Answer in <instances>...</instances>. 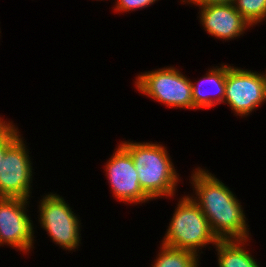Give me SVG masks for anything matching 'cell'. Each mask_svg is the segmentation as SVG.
Segmentation results:
<instances>
[{"label":"cell","instance_id":"obj_13","mask_svg":"<svg viewBox=\"0 0 266 267\" xmlns=\"http://www.w3.org/2000/svg\"><path fill=\"white\" fill-rule=\"evenodd\" d=\"M197 253L162 245V252L153 267H197Z\"/></svg>","mask_w":266,"mask_h":267},{"label":"cell","instance_id":"obj_4","mask_svg":"<svg viewBox=\"0 0 266 267\" xmlns=\"http://www.w3.org/2000/svg\"><path fill=\"white\" fill-rule=\"evenodd\" d=\"M137 88L169 107L194 108L192 82L174 68L138 76Z\"/></svg>","mask_w":266,"mask_h":267},{"label":"cell","instance_id":"obj_16","mask_svg":"<svg viewBox=\"0 0 266 267\" xmlns=\"http://www.w3.org/2000/svg\"><path fill=\"white\" fill-rule=\"evenodd\" d=\"M155 1L156 0H118L116 9L119 11L120 10L129 11L135 8L146 7Z\"/></svg>","mask_w":266,"mask_h":267},{"label":"cell","instance_id":"obj_8","mask_svg":"<svg viewBox=\"0 0 266 267\" xmlns=\"http://www.w3.org/2000/svg\"><path fill=\"white\" fill-rule=\"evenodd\" d=\"M28 199L0 197V244L27 251L32 246V224L24 212Z\"/></svg>","mask_w":266,"mask_h":267},{"label":"cell","instance_id":"obj_11","mask_svg":"<svg viewBox=\"0 0 266 267\" xmlns=\"http://www.w3.org/2000/svg\"><path fill=\"white\" fill-rule=\"evenodd\" d=\"M228 68L229 67L225 65L222 66V68L214 69L208 73L207 77L201 80V83H204L205 81V83L207 82L212 86V88H214V91L216 90V92L218 93V94L215 93L218 95L217 99L216 98L213 99L212 97H210V92L208 94L207 91L203 90L202 87H200L201 86L200 84L195 86L192 83V99H193L194 109L200 107L209 108L222 101L225 102L224 97H225V85H226V72Z\"/></svg>","mask_w":266,"mask_h":267},{"label":"cell","instance_id":"obj_6","mask_svg":"<svg viewBox=\"0 0 266 267\" xmlns=\"http://www.w3.org/2000/svg\"><path fill=\"white\" fill-rule=\"evenodd\" d=\"M41 223L54 242L66 249H74L79 243L78 219L58 195H47L40 207Z\"/></svg>","mask_w":266,"mask_h":267},{"label":"cell","instance_id":"obj_14","mask_svg":"<svg viewBox=\"0 0 266 267\" xmlns=\"http://www.w3.org/2000/svg\"><path fill=\"white\" fill-rule=\"evenodd\" d=\"M234 4L249 25L260 22L266 17V0H235Z\"/></svg>","mask_w":266,"mask_h":267},{"label":"cell","instance_id":"obj_17","mask_svg":"<svg viewBox=\"0 0 266 267\" xmlns=\"http://www.w3.org/2000/svg\"><path fill=\"white\" fill-rule=\"evenodd\" d=\"M200 6H206L209 4H234L235 0H189Z\"/></svg>","mask_w":266,"mask_h":267},{"label":"cell","instance_id":"obj_1","mask_svg":"<svg viewBox=\"0 0 266 267\" xmlns=\"http://www.w3.org/2000/svg\"><path fill=\"white\" fill-rule=\"evenodd\" d=\"M193 181L200 200L196 204L208 219L218 240H246L248 233L245 217L233 193L213 175L203 170L195 172Z\"/></svg>","mask_w":266,"mask_h":267},{"label":"cell","instance_id":"obj_9","mask_svg":"<svg viewBox=\"0 0 266 267\" xmlns=\"http://www.w3.org/2000/svg\"><path fill=\"white\" fill-rule=\"evenodd\" d=\"M106 168L114 194L121 201L145 202L151 199L142 190L133 159L122 145L109 160Z\"/></svg>","mask_w":266,"mask_h":267},{"label":"cell","instance_id":"obj_12","mask_svg":"<svg viewBox=\"0 0 266 267\" xmlns=\"http://www.w3.org/2000/svg\"><path fill=\"white\" fill-rule=\"evenodd\" d=\"M240 243V240L234 239L217 242L219 267H259L256 261L238 246Z\"/></svg>","mask_w":266,"mask_h":267},{"label":"cell","instance_id":"obj_2","mask_svg":"<svg viewBox=\"0 0 266 267\" xmlns=\"http://www.w3.org/2000/svg\"><path fill=\"white\" fill-rule=\"evenodd\" d=\"M121 145L130 153L139 184L151 199L174 193L178 177L164 147L131 142Z\"/></svg>","mask_w":266,"mask_h":267},{"label":"cell","instance_id":"obj_5","mask_svg":"<svg viewBox=\"0 0 266 267\" xmlns=\"http://www.w3.org/2000/svg\"><path fill=\"white\" fill-rule=\"evenodd\" d=\"M229 67L226 72L225 99L237 113L248 115L266 101V76Z\"/></svg>","mask_w":266,"mask_h":267},{"label":"cell","instance_id":"obj_3","mask_svg":"<svg viewBox=\"0 0 266 267\" xmlns=\"http://www.w3.org/2000/svg\"><path fill=\"white\" fill-rule=\"evenodd\" d=\"M218 241L195 199L187 196L179 203L163 244L196 253L199 246Z\"/></svg>","mask_w":266,"mask_h":267},{"label":"cell","instance_id":"obj_7","mask_svg":"<svg viewBox=\"0 0 266 267\" xmlns=\"http://www.w3.org/2000/svg\"><path fill=\"white\" fill-rule=\"evenodd\" d=\"M25 146L18 138L7 150L0 169V197L27 199L32 176Z\"/></svg>","mask_w":266,"mask_h":267},{"label":"cell","instance_id":"obj_10","mask_svg":"<svg viewBox=\"0 0 266 267\" xmlns=\"http://www.w3.org/2000/svg\"><path fill=\"white\" fill-rule=\"evenodd\" d=\"M201 22L211 35L230 39L241 35L249 23L236 10L235 4L201 6Z\"/></svg>","mask_w":266,"mask_h":267},{"label":"cell","instance_id":"obj_15","mask_svg":"<svg viewBox=\"0 0 266 267\" xmlns=\"http://www.w3.org/2000/svg\"><path fill=\"white\" fill-rule=\"evenodd\" d=\"M17 130L10 124L0 125V169L6 150L19 138Z\"/></svg>","mask_w":266,"mask_h":267}]
</instances>
